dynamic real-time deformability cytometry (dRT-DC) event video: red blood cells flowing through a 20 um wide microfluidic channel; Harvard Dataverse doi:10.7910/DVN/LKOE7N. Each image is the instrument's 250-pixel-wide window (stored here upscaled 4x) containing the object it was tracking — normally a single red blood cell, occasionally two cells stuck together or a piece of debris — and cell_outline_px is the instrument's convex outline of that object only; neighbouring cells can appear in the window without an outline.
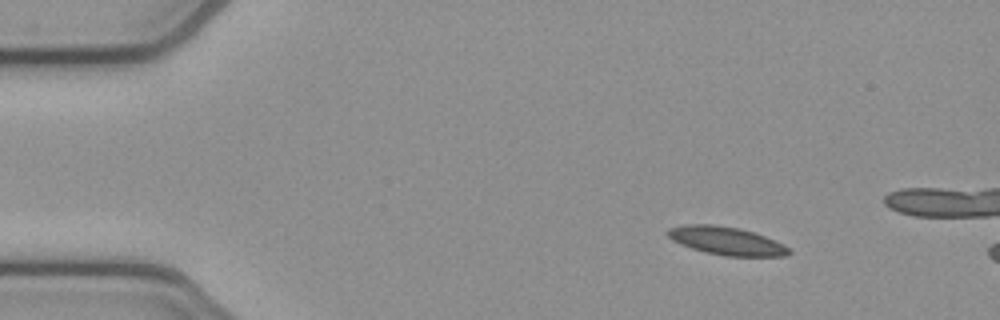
{"species": "common noctule bat (a hibernating species)", "species_latin": "Nyctalus noctula", "temperature_condition": "cold", "stored_images_in_passage": 4, "camera_frame_rate_fps": 3000, "um_per_image_px": 0.085, "animal": {"sex": "female", "body_mass_g": 21.9}, "frame": {"image": 1, "passage_image": 2, "time_ms": 0.333, "image_size_px": [1000, 320], "cell_outline_px": [[792, 252], [788, 256], [724, 256], [704, 252], [680, 244], [672, 240], [664, 232], [668, 228], [684, 224], [712, 224], [740, 228], [776, 240], [792, 248]], "centroid_in_image_um": [61.75, 20.47], "position_along_channel_um": 23.2, "area_um2": 20.17}}